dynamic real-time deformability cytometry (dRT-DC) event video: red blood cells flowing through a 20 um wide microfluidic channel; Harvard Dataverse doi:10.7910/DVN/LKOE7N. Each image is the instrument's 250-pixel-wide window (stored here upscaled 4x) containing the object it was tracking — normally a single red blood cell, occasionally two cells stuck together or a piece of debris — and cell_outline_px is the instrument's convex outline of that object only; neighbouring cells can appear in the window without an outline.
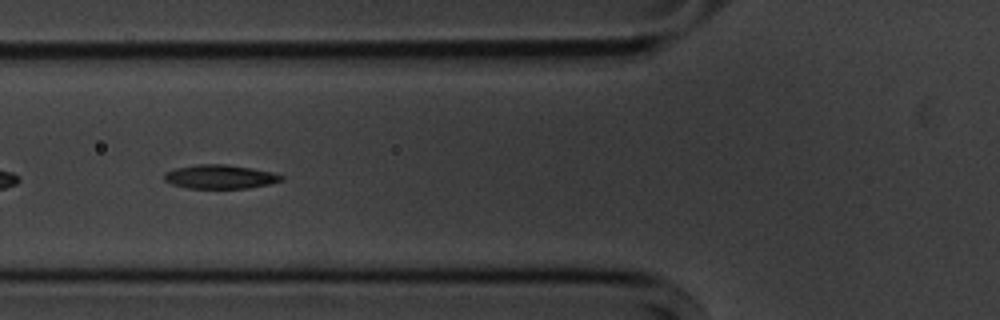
{"species": "common noctule bat (a hibernating species)", "species_latin": "Nyctalus noctula", "temperature_condition": "cold", "stored_images_in_passage": 38, "camera_frame_rate_fps": 3000, "um_per_image_px": 0.085, "animal": {"sex": "male", "body_mass_g": 20.1, "forearm_length_mm": 53.5}, "frame": {"image": 1, "passage_image": 10, "time_ms": 3.0, "image_size_px": [1000, 320], "cell_outline_px": [[284, 180], [268, 184], [248, 188], [188, 188], [172, 184], [164, 180], [164, 172], [176, 168], [196, 164], [224, 164], [252, 168], [272, 172], [284, 176]], "centroid_in_image_um": [18.7, 15.02], "position_along_channel_um": 107.1, "area_um2": 16.3}}
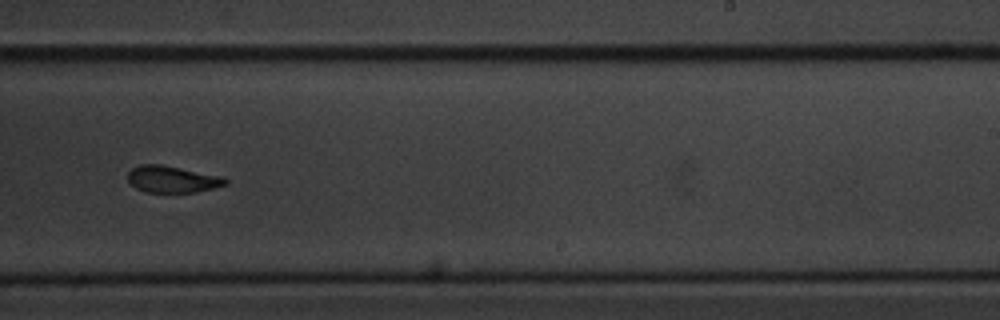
{"frame": {"image": 2, "passage_image": 24, "time_ms": 7.667, "image_size_px": [1000, 320], "cell_outline_px": [[228, 184], [196, 192], [144, 192], [136, 188], [128, 180], [128, 172], [132, 168], [140, 164], [160, 164], [224, 176], [228, 180]], "centroid_in_image_um": [14.66, 15.23], "position_along_channel_um": 274.3, "area_um2": 15.26}}
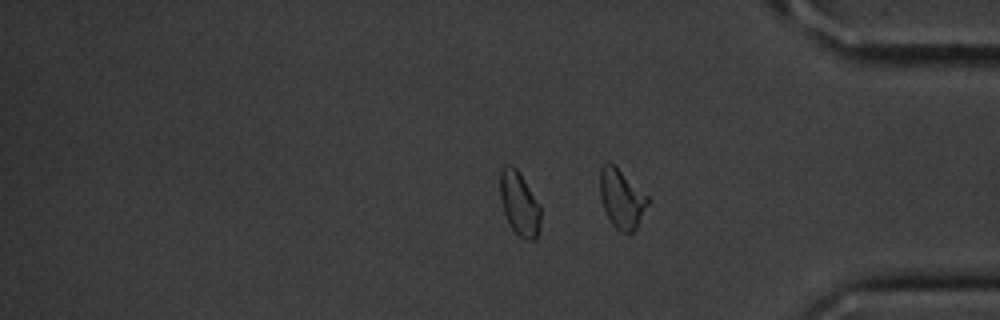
{"frame": {"image": 3, "passage_image": 34, "time_ms": 11.0, "image_size_px": [1000, 320], "cell_outline_px": [[540, 228], [536, 240], [532, 240], [520, 236], [508, 224], [500, 200], [500, 172], [504, 164], [512, 164], [520, 172], [540, 204]], "centroid_in_image_um": [44.14, 17.27], "position_along_channel_um": 391.1, "area_um2": 15.32}, "authors_computed_cell_mechanics": {"area_um2": 16.2707, "velocity_mm_per_s": 3.5807, "shape_relaxation_time_tau1_ms": 3.3315, "shape_relaxation_time_tau2_ms": 3.0235, "deformation_change_tau1": 0.1344, "deformation_change_tau2": 0.0856}}